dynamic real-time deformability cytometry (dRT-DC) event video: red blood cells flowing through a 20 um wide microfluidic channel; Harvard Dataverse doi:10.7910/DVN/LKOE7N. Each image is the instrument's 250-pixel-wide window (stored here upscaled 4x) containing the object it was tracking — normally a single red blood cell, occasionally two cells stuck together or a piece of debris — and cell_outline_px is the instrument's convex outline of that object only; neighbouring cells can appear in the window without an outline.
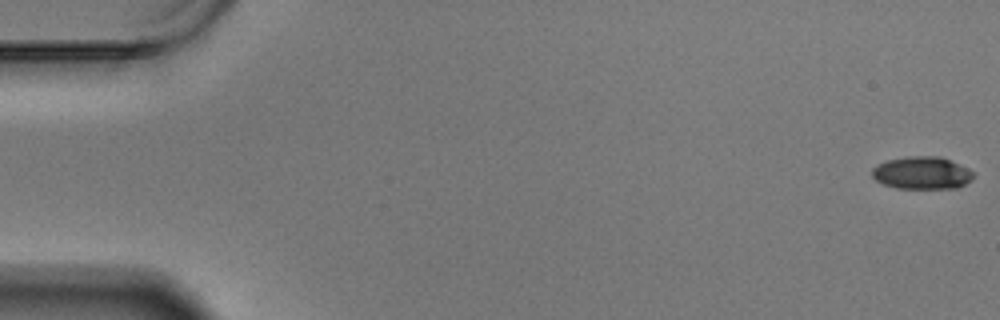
{"species": "Egyptian fruit bat (a non-hibernating species)", "species_latin": "Rousettus aegyptiacus", "temperature_condition": "warm", "stored_images_in_passage": 60, "camera_frame_rate_fps": 3000, "um_per_image_px": 0.085, "animal": {"sex": "male"}, "frame": {"image": 1, "passage_image": 1, "time_ms": 0.0, "image_size_px": [1000, 320], "cell_outline_px": [[972, 180], [956, 188], [896, 188], [884, 184], [876, 180], [872, 176], [872, 168], [876, 164], [888, 160], [904, 156], [940, 156], [968, 168], [972, 172]], "centroid_in_image_um": [78.33, 14.69], "position_along_channel_um": 6.7, "area_um2": 19.19}}
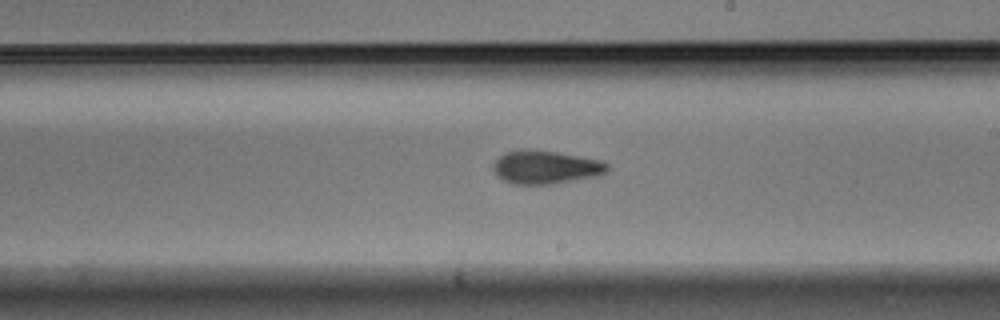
{"frame": {"image": 2, "passage_image": 35, "time_ms": 11.333, "image_size_px": [1000, 320], "cell_outline_px": [[608, 168], [604, 172], [596, 176], [548, 184], [512, 184], [496, 176], [492, 168], [492, 164], [504, 152], [520, 148], [532, 148], [604, 160], [608, 164]], "centroid_in_image_um": [46.32, 14.18], "position_along_channel_um": 242.7, "area_um2": 22.37}}
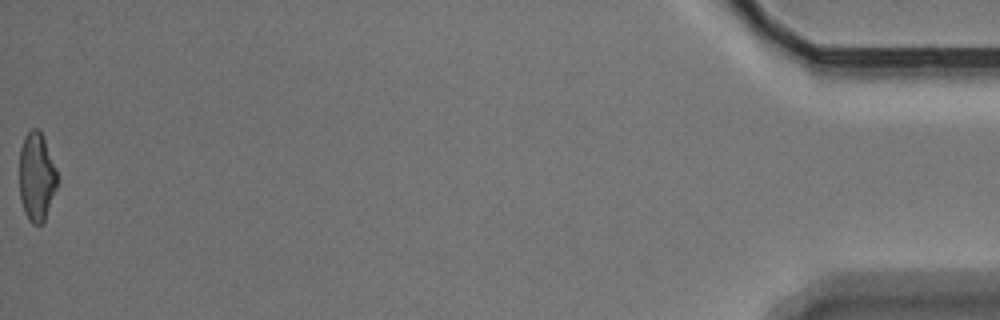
{"frame": {"image": 3, "passage_image": 60, "time_ms": 19.667, "image_size_px": [1000, 320], "cell_outline_px": [[56, 188], [44, 220], [40, 224], [32, 224], [28, 220], [24, 212], [20, 200], [20, 148], [24, 136], [32, 128], [40, 128], [44, 136], [56, 168]], "centroid_in_image_um": [3.09, 14.98], "position_along_channel_um": 432.1, "area_um2": 19.54}, "authors_computed_cell_mechanics": {"area_um2": 20.808, "velocity_mm_per_s": 3.4396, "shape_relaxation_time_tau1_ms": 5.6466, "shape_relaxation_time_tau2_ms": 2.7414, "deformation_change_tau1": 0.1615, "deformation_change_tau2": 0.0992}}